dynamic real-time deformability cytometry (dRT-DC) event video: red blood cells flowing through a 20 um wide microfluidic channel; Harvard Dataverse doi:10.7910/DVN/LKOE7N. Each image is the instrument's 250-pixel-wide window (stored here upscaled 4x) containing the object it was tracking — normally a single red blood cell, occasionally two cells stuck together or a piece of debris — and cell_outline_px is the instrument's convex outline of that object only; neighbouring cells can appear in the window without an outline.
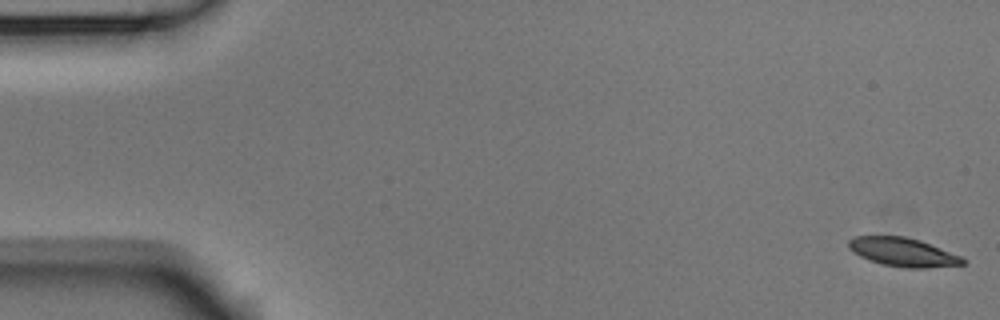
{"species": "Egyptian fruit bat (a non-hibernating species)", "species_latin": "Rousettus aegyptiacus", "temperature_condition": "room temperature", "stored_images_in_passage": 6, "camera_frame_rate_fps": 3000, "um_per_image_px": 0.085, "animal": {"sex": "male"}, "frame": {"image": 1, "passage_image": 1, "time_ms": 0.0, "image_size_px": [1000, 320], "cell_outline_px": [[964, 264], [928, 268], [904, 268], [880, 264], [860, 256], [852, 252], [848, 248], [848, 240], [852, 236], [904, 236], [920, 240], [960, 256], [964, 260]], "centroid_in_image_um": [76.69, 21.43], "position_along_channel_um": 8.3, "area_um2": 19.07}}
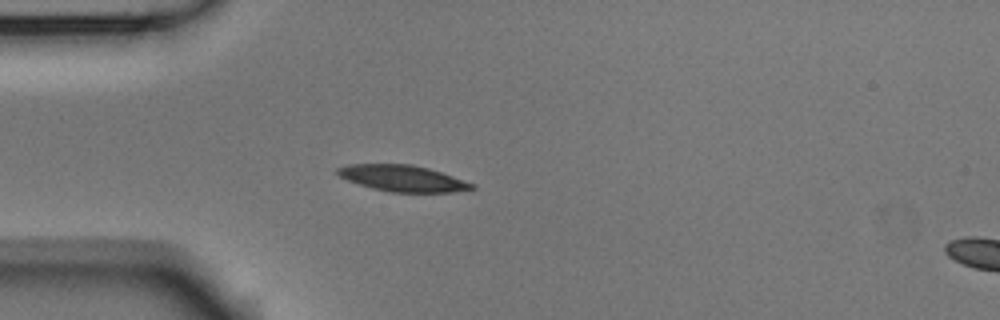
{"frame": {"image": 2, "passage_image": 5, "time_ms": 1.333, "image_size_px": [1000, 320], "cell_outline_px": [[476, 188], [452, 192], [388, 192], [372, 188], [348, 180], [340, 176], [336, 172], [336, 168], [348, 164], [412, 164], [428, 168], [476, 184]], "centroid_in_image_um": [34.23, 15.15], "position_along_channel_um": 50.8, "area_um2": 20.46}}